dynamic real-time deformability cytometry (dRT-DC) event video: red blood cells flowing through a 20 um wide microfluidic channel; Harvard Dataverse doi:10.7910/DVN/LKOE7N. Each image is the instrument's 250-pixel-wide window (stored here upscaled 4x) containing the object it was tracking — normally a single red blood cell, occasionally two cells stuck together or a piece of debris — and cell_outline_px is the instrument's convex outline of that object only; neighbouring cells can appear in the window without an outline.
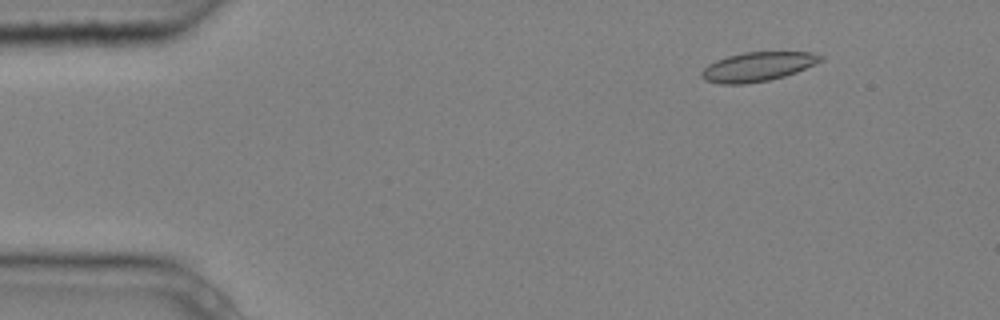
{"species": "common noctule bat (a hibernating species)", "species_latin": "Nyctalus noctula", "temperature_condition": "cold", "stored_images_in_passage": 5, "camera_frame_rate_fps": 3000, "um_per_image_px": 0.085, "animal": {"sex": "male", "body_mass_g": 20.4}, "frame": {"image": 1, "passage_image": 2, "time_ms": 0.333, "image_size_px": [1000, 320], "cell_outline_px": [[824, 60], [796, 72], [784, 76], [768, 80], [744, 84], [720, 84], [704, 80], [700, 76], [700, 72], [708, 64], [716, 60], [728, 56], [744, 52], [812, 52], [824, 56]], "centroid_in_image_um": [64.39, 5.67], "position_along_channel_um": 20.6, "area_um2": 20.29}}
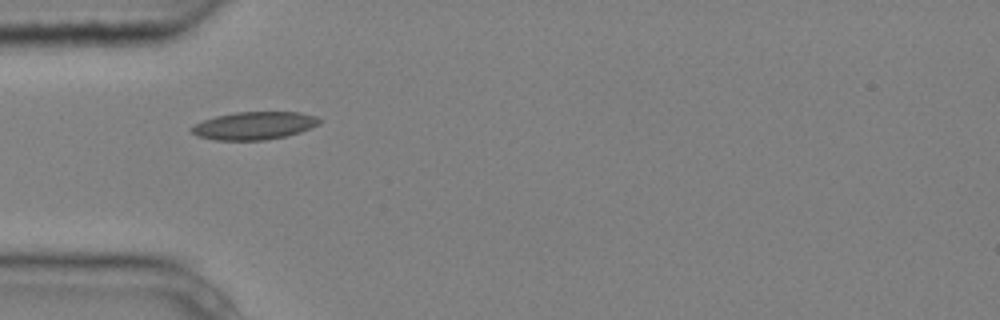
{"frame": {"image": 2, "passage_image": 5, "time_ms": 1.333, "image_size_px": [1000, 320], "cell_outline_px": [[320, 124], [300, 132], [284, 136], [264, 140], [212, 140], [196, 136], [188, 128], [192, 124], [216, 116], [236, 112], [300, 112], [316, 116], [320, 120]], "centroid_in_image_um": [21.55, 10.68], "position_along_channel_um": 63.4, "area_um2": 20.81}}